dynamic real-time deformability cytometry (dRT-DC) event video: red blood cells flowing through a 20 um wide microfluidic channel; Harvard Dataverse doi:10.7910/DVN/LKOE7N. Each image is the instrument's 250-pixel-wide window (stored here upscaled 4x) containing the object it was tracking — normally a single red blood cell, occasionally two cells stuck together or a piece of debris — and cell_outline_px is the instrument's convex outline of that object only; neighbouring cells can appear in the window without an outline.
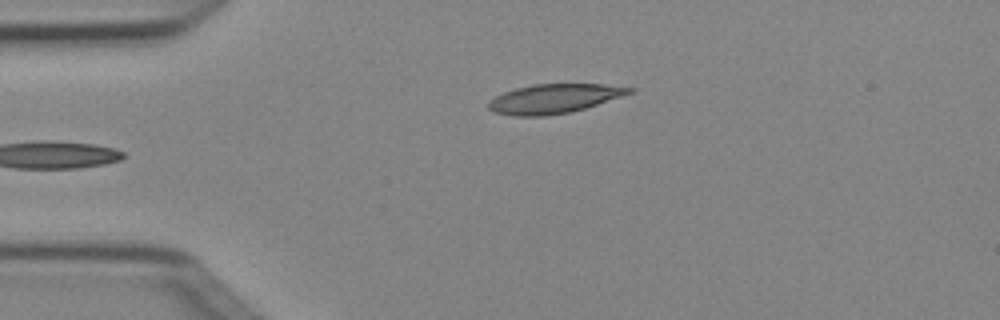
{"species": "Egyptian fruit bat (a non-hibernating species)", "species_latin": "Rousettus aegyptiacus", "temperature_condition": "cold", "stored_images_in_passage": 3, "camera_frame_rate_fps": 3000, "um_per_image_px": 0.085, "animal": {"sex": "female"}, "frame": {"image": 1, "passage_image": 3, "time_ms": 0.667, "image_size_px": [1000, 320], "cell_outline_px": [[636, 88], [632, 92], [584, 108], [568, 112], [544, 116], [512, 116], [492, 112], [488, 108], [488, 104], [496, 96], [504, 92], [516, 88], [532, 84], [604, 84]], "centroid_in_image_um": [47.05, 8.38], "position_along_channel_um": 38.0, "area_um2": 23.7}}